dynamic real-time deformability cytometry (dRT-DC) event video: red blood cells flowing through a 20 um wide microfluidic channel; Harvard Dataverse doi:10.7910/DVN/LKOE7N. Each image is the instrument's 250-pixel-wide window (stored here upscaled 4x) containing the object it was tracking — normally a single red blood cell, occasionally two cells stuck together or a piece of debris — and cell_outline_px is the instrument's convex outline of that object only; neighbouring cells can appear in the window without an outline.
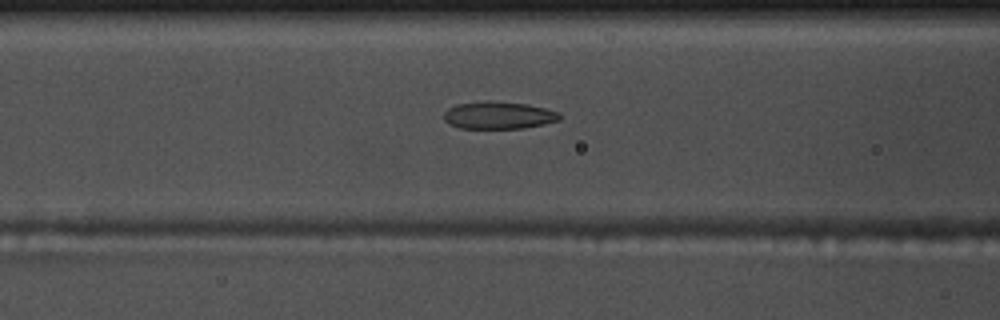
{"species": "common noctule bat (a hibernating species)", "species_latin": "Nyctalus noctula", "temperature_condition": "warm", "stored_images_in_passage": 56, "camera_frame_rate_fps": 3000, "um_per_image_px": 0.085, "animal": {"sex": "male", "body_mass_g": 17.5, "forearm_length_mm": 52.3}, "frame": {"image": 1, "passage_image": 23, "time_ms": 7.333, "image_size_px": [1000, 320], "cell_outline_px": [[560, 120], [544, 124], [524, 128], [460, 128], [448, 124], [444, 120], [444, 112], [448, 108], [456, 104], [484, 100], [488, 100], [528, 104], [560, 112]], "centroid_in_image_um": [42.36, 9.79], "position_along_channel_um": 124.2, "area_um2": 18.67}}
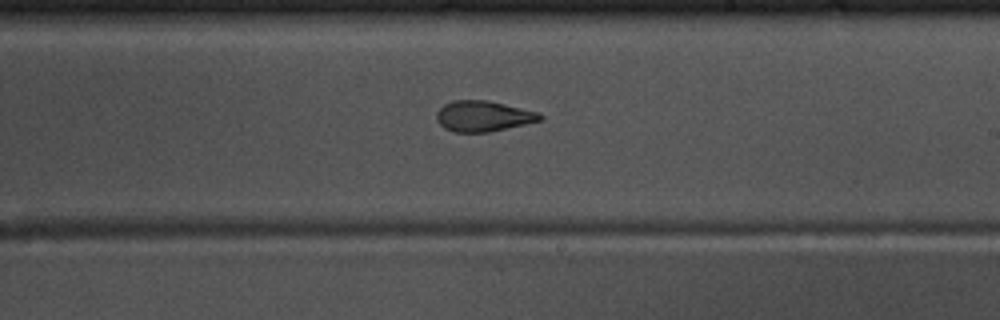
{"frame": {"image": 2, "passage_image": 33, "time_ms": 10.667, "image_size_px": [1000, 320], "cell_outline_px": [[544, 120], [488, 132], [452, 132], [444, 128], [436, 120], [436, 112], [444, 104], [452, 100], [488, 100], [540, 112], [544, 116]], "centroid_in_image_um": [41.09, 9.87], "position_along_channel_um": 247.9, "area_um2": 18.73}}
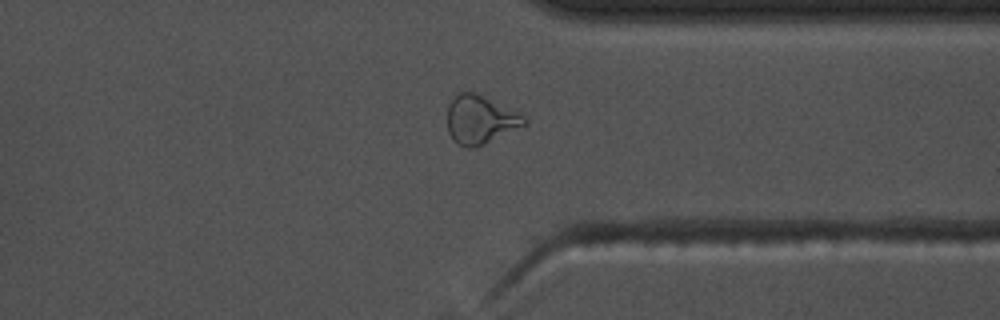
{"frame": {"image": 3, "passage_image": 43, "time_ms": 14.0, "image_size_px": [1000, 320], "cell_outline_px": [[528, 124], [476, 148], [464, 148], [456, 144], [448, 132], [448, 104], [460, 92], [472, 92], [516, 112], [524, 116], [528, 120]], "centroid_in_image_um": [40.8, 10.23], "position_along_channel_um": 370.6, "area_um2": 21.44}, "authors_computed_cell_mechanics": {"area_um2": 19.363, "velocity_mm_per_s": 3.7251, "shape_relaxation_time_tau1_ms": 8.9256, "shape_relaxation_time_tau2_ms": 2.0254, "deformation_change_tau1": 0.2447, "deformation_change_tau2": 0.1012}}